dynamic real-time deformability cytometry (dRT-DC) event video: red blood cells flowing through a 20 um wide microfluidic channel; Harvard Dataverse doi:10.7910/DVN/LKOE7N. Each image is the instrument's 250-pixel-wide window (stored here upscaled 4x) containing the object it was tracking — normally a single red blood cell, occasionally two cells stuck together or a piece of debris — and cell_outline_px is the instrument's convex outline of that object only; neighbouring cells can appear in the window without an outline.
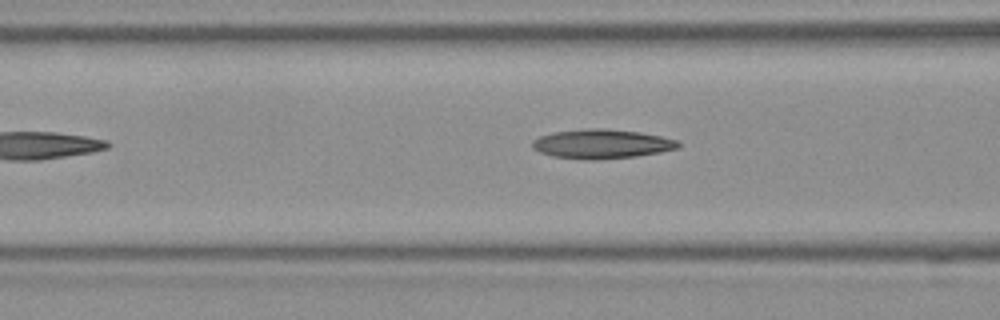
{"species": "Egyptian fruit bat (a non-hibernating species)", "species_latin": "Rousettus aegyptiacus", "temperature_condition": "room temperature", "stored_images_in_passage": 5, "camera_frame_rate_fps": 3000, "um_per_image_px": 0.085, "frame": {"image": 1, "passage_image": 3, "time_ms": 0.667, "image_size_px": [1000, 320], "cell_outline_px": [[684, 144], [680, 148], [660, 152], [636, 156], [596, 160], [588, 160], [552, 156], [540, 152], [532, 148], [532, 140], [540, 136], [552, 132], [588, 128], [608, 128], [640, 132], [660, 136], [676, 140]], "centroid_in_image_um": [51.16, 12.23], "position_along_channel_um": 115.4, "area_um2": 25.14}}
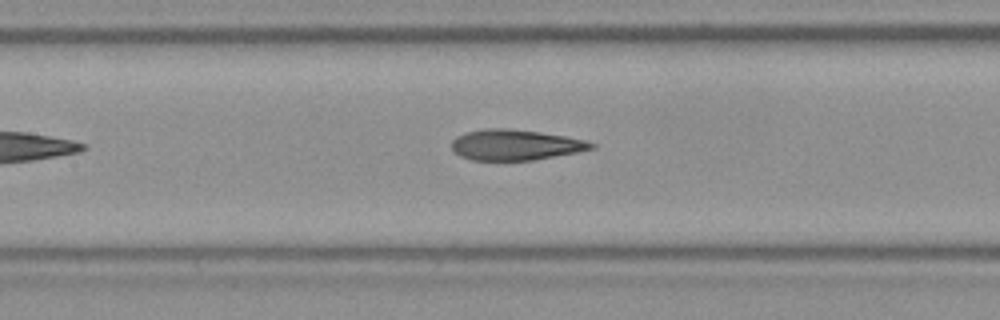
{"frame": {"image": 2, "passage_image": 5, "time_ms": 1.333, "image_size_px": [1000, 320], "cell_outline_px": [[596, 148], [576, 152], [532, 160], [472, 160], [460, 156], [452, 148], [452, 140], [456, 136], [464, 132], [484, 128], [508, 128], [540, 132], [564, 136], [584, 140], [596, 144]], "centroid_in_image_um": [43.77, 12.3], "position_along_channel_um": 163.6, "area_um2": 24.85}}